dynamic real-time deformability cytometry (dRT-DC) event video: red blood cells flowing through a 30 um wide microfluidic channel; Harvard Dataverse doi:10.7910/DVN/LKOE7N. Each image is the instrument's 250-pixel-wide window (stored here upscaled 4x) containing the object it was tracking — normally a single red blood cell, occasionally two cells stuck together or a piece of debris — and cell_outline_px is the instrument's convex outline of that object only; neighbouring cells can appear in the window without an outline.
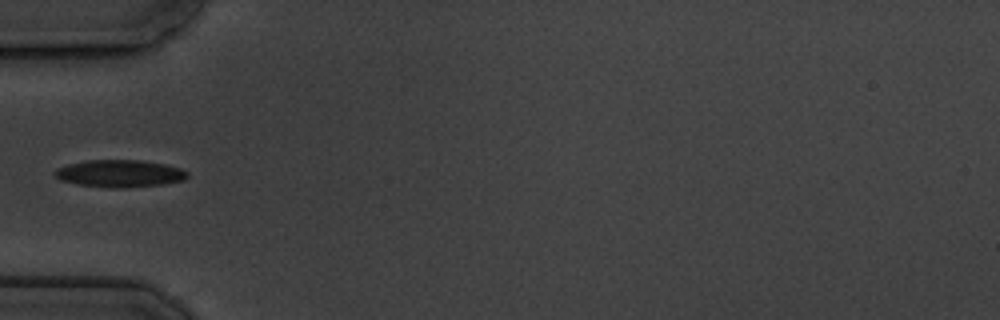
{"species": "common noctule bat (a hibernating species)", "species_latin": "Nyctalus noctula", "temperature_condition": "cold", "stored_images_in_passage": 5, "camera_frame_rate_fps": 3000, "um_per_image_px": 0.085, "animal": {"sex": "male", "body_mass_g": 19.5, "forearm_length_mm": 54.6}, "frame": {"image": 1, "passage_image": 5, "time_ms": 5.333, "image_size_px": [1000, 320], "cell_outline_px": [[188, 176], [184, 180], [164, 184], [124, 188], [112, 188], [76, 184], [60, 180], [52, 172], [56, 168], [68, 164], [88, 160], [140, 160], [164, 164], [180, 168], [188, 172]], "centroid_in_image_um": [10.16, 14.75], "position_along_channel_um": 74.8, "area_um2": 21.15}}